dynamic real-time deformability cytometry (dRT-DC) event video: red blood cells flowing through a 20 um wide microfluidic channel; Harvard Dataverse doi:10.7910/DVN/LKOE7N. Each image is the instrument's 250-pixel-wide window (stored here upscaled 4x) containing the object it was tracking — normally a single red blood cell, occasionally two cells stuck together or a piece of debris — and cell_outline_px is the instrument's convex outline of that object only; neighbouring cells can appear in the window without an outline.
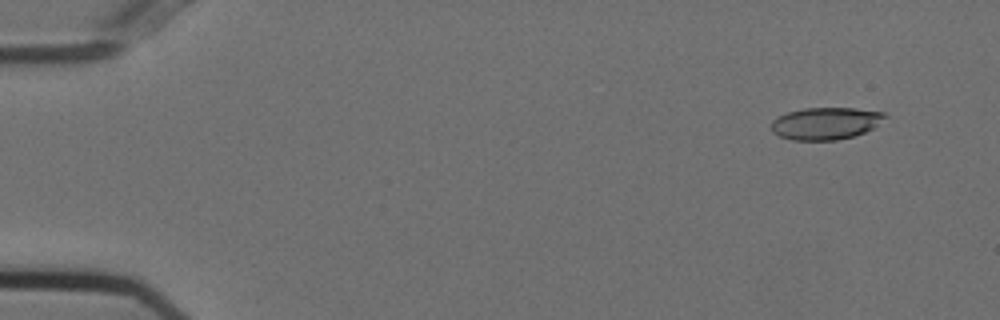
{"species": "Egyptian fruit bat (a non-hibernating species)", "species_latin": "Rousettus aegyptiacus", "temperature_condition": "cold", "stored_images_in_passage": 55, "camera_frame_rate_fps": 3000, "um_per_image_px": 0.085, "animal": {"sex": "female"}, "frame": {"image": 1, "passage_image": 5, "time_ms": 1.333, "image_size_px": [1000, 320], "cell_outline_px": [[888, 116], [876, 128], [852, 136], [836, 140], [792, 140], [780, 136], [772, 132], [772, 120], [788, 112], [804, 108], [856, 108], [884, 112]], "centroid_in_image_um": [70.23, 10.48], "position_along_channel_um": 14.8, "area_um2": 21.39}}
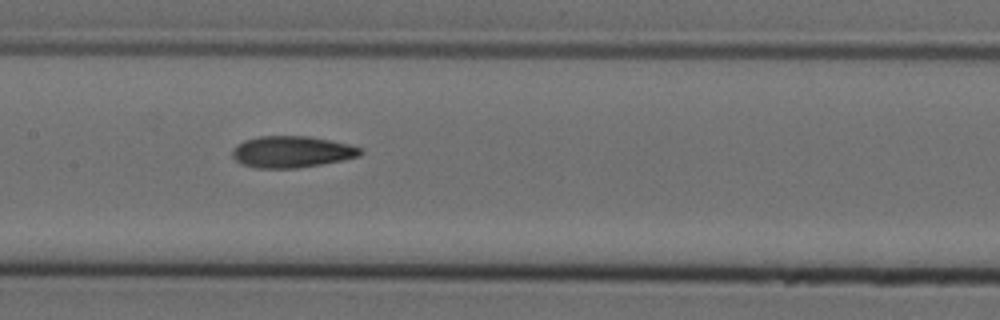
{"frame": {"image": 2, "passage_image": 28, "time_ms": 9.0, "image_size_px": [1000, 320], "cell_outline_px": [[364, 152], [360, 156], [320, 164], [296, 168], [256, 168], [240, 164], [232, 156], [232, 152], [236, 144], [244, 140], [260, 136], [308, 136], [348, 144], [360, 148]], "centroid_in_image_um": [24.76, 12.9], "position_along_channel_um": 182.6, "area_um2": 23.41}}
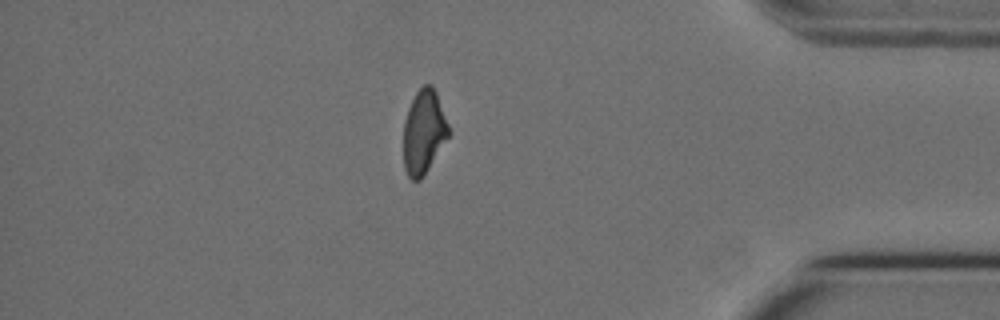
{"frame": {"image": 3, "passage_image": 48, "time_ms": 15.667, "image_size_px": [1000, 320], "cell_outline_px": [[452, 132], [424, 176], [420, 180], [412, 180], [408, 176], [404, 168], [404, 120], [408, 108], [416, 92], [424, 84], [432, 84], [436, 92]], "centroid_in_image_um": [36.04, 11.22], "position_along_channel_um": 399.2, "area_um2": 22.31}, "authors_computed_cell_mechanics": {"area_um2": 22.8888, "velocity_mm_per_s": 3.7292, "shape_relaxation_time_tau1_ms": 6.4407, "shape_relaxation_time_tau2_ms": 3.3504, "deformation_change_tau1": 0.1674, "deformation_change_tau2": 0.1082}}